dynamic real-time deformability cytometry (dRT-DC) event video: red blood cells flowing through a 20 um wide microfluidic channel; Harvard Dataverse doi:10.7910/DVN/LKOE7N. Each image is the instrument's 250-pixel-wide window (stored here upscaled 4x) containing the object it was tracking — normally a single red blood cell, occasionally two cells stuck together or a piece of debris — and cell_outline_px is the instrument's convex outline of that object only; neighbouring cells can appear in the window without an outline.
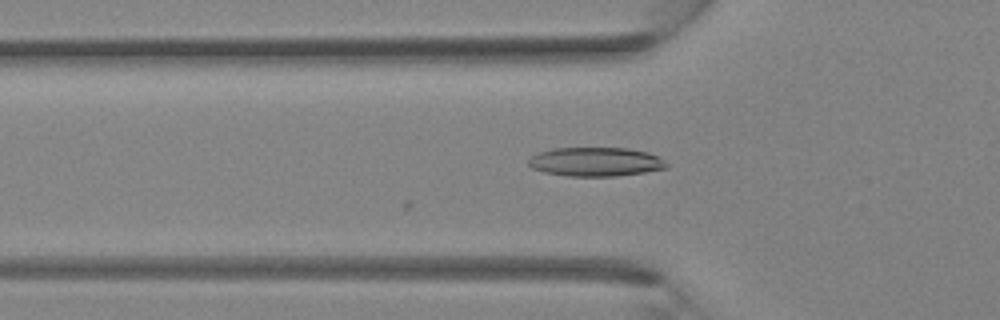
{"species": "Egyptian fruit bat (a non-hibernating species)", "species_latin": "Rousettus aegyptiacus", "temperature_condition": "room temperature", "stored_images_in_passage": 27, "camera_frame_rate_fps": 3000, "um_per_image_px": 0.085, "animal": {"sex": "female"}, "frame": {"image": 1, "passage_image": 2, "time_ms": 0.333, "image_size_px": [1000, 320], "cell_outline_px": [[668, 168], [644, 172], [616, 176], [568, 176], [544, 172], [532, 168], [528, 164], [528, 160], [532, 156], [540, 152], [552, 148], [628, 148], [648, 152], [664, 160], [668, 164]], "centroid_in_image_um": [50.63, 13.75], "position_along_channel_um": 75.2, "area_um2": 23.29}}
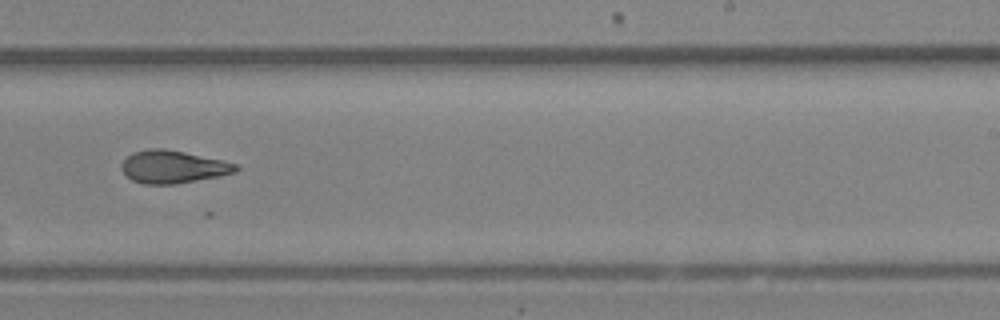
{"frame": {"image": 2, "passage_image": 13, "time_ms": 4.0, "image_size_px": [1000, 320], "cell_outline_px": [[240, 168], [236, 172], [220, 176], [176, 184], [144, 184], [132, 180], [120, 168], [120, 164], [132, 152], [148, 148], [164, 148], [184, 152], [220, 160], [236, 164]], "centroid_in_image_um": [14.68, 14.18], "position_along_channel_um": 274.3, "area_um2": 21.73}}
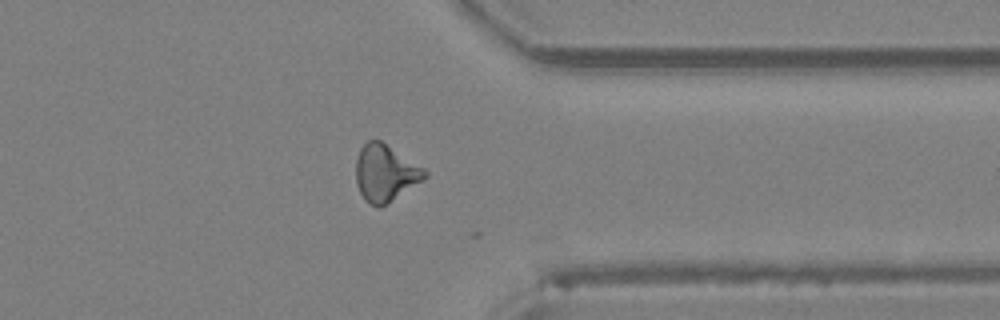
{"frame": {"image": 3, "passage_image": 19, "time_ms": 6.0, "image_size_px": [1000, 320], "cell_outline_px": [[428, 176], [424, 180], [380, 208], [368, 204], [364, 200], [356, 184], [356, 160], [360, 148], [368, 140], [380, 140], [424, 168], [428, 172]], "centroid_in_image_um": [32.75, 14.73], "position_along_channel_um": 378.7, "area_um2": 22.83}}